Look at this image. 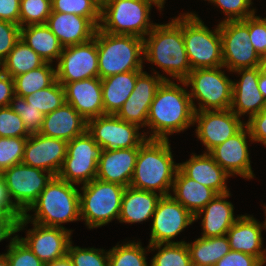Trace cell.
<instances>
[{
    "label": "cell",
    "mask_w": 266,
    "mask_h": 266,
    "mask_svg": "<svg viewBox=\"0 0 266 266\" xmlns=\"http://www.w3.org/2000/svg\"><path fill=\"white\" fill-rule=\"evenodd\" d=\"M249 39L259 56L266 54V17H249Z\"/></svg>",
    "instance_id": "48"
},
{
    "label": "cell",
    "mask_w": 266,
    "mask_h": 266,
    "mask_svg": "<svg viewBox=\"0 0 266 266\" xmlns=\"http://www.w3.org/2000/svg\"><path fill=\"white\" fill-rule=\"evenodd\" d=\"M179 163H175L169 139H146L139 147L130 186L166 196L171 194Z\"/></svg>",
    "instance_id": "4"
},
{
    "label": "cell",
    "mask_w": 266,
    "mask_h": 266,
    "mask_svg": "<svg viewBox=\"0 0 266 266\" xmlns=\"http://www.w3.org/2000/svg\"><path fill=\"white\" fill-rule=\"evenodd\" d=\"M67 141L45 135L27 137L22 163L57 176L67 152Z\"/></svg>",
    "instance_id": "20"
},
{
    "label": "cell",
    "mask_w": 266,
    "mask_h": 266,
    "mask_svg": "<svg viewBox=\"0 0 266 266\" xmlns=\"http://www.w3.org/2000/svg\"><path fill=\"white\" fill-rule=\"evenodd\" d=\"M183 39L192 70L223 66L219 24L212 31L198 14L183 13Z\"/></svg>",
    "instance_id": "8"
},
{
    "label": "cell",
    "mask_w": 266,
    "mask_h": 266,
    "mask_svg": "<svg viewBox=\"0 0 266 266\" xmlns=\"http://www.w3.org/2000/svg\"><path fill=\"white\" fill-rule=\"evenodd\" d=\"M102 147L86 131L67 143L66 157L57 175L71 184H87L97 176Z\"/></svg>",
    "instance_id": "10"
},
{
    "label": "cell",
    "mask_w": 266,
    "mask_h": 266,
    "mask_svg": "<svg viewBox=\"0 0 266 266\" xmlns=\"http://www.w3.org/2000/svg\"><path fill=\"white\" fill-rule=\"evenodd\" d=\"M99 78L119 73L143 70V38L134 35L111 34L96 29Z\"/></svg>",
    "instance_id": "5"
},
{
    "label": "cell",
    "mask_w": 266,
    "mask_h": 266,
    "mask_svg": "<svg viewBox=\"0 0 266 266\" xmlns=\"http://www.w3.org/2000/svg\"><path fill=\"white\" fill-rule=\"evenodd\" d=\"M143 70L119 73L101 79L105 114H116L131 95L137 77Z\"/></svg>",
    "instance_id": "31"
},
{
    "label": "cell",
    "mask_w": 266,
    "mask_h": 266,
    "mask_svg": "<svg viewBox=\"0 0 266 266\" xmlns=\"http://www.w3.org/2000/svg\"><path fill=\"white\" fill-rule=\"evenodd\" d=\"M223 66L233 72L259 66L260 56L249 39V17L244 20L219 22Z\"/></svg>",
    "instance_id": "11"
},
{
    "label": "cell",
    "mask_w": 266,
    "mask_h": 266,
    "mask_svg": "<svg viewBox=\"0 0 266 266\" xmlns=\"http://www.w3.org/2000/svg\"><path fill=\"white\" fill-rule=\"evenodd\" d=\"M230 196V191L217 194L194 216V221L202 217L201 237L210 238L226 235L231 226L239 218L238 215L237 217L234 215L233 204L230 201H227V198Z\"/></svg>",
    "instance_id": "26"
},
{
    "label": "cell",
    "mask_w": 266,
    "mask_h": 266,
    "mask_svg": "<svg viewBox=\"0 0 266 266\" xmlns=\"http://www.w3.org/2000/svg\"><path fill=\"white\" fill-rule=\"evenodd\" d=\"M0 266H9L8 258L5 253L0 254Z\"/></svg>",
    "instance_id": "58"
},
{
    "label": "cell",
    "mask_w": 266,
    "mask_h": 266,
    "mask_svg": "<svg viewBox=\"0 0 266 266\" xmlns=\"http://www.w3.org/2000/svg\"><path fill=\"white\" fill-rule=\"evenodd\" d=\"M152 70V75L143 71L137 77L131 95L115 114L121 120L135 124L139 128L147 126L149 108L158 87L164 80H171L159 74L154 68Z\"/></svg>",
    "instance_id": "17"
},
{
    "label": "cell",
    "mask_w": 266,
    "mask_h": 266,
    "mask_svg": "<svg viewBox=\"0 0 266 266\" xmlns=\"http://www.w3.org/2000/svg\"><path fill=\"white\" fill-rule=\"evenodd\" d=\"M45 63L46 61L20 38L8 56L0 64L1 70L14 78L30 70L37 69Z\"/></svg>",
    "instance_id": "34"
},
{
    "label": "cell",
    "mask_w": 266,
    "mask_h": 266,
    "mask_svg": "<svg viewBox=\"0 0 266 266\" xmlns=\"http://www.w3.org/2000/svg\"><path fill=\"white\" fill-rule=\"evenodd\" d=\"M27 137H0V172L23 161Z\"/></svg>",
    "instance_id": "42"
},
{
    "label": "cell",
    "mask_w": 266,
    "mask_h": 266,
    "mask_svg": "<svg viewBox=\"0 0 266 266\" xmlns=\"http://www.w3.org/2000/svg\"><path fill=\"white\" fill-rule=\"evenodd\" d=\"M264 207H265V208H264V209H265V210H264V211H265L264 213H265V215H266V206L264 205ZM262 226H263V229L266 230V218H265V220L263 221Z\"/></svg>",
    "instance_id": "60"
},
{
    "label": "cell",
    "mask_w": 266,
    "mask_h": 266,
    "mask_svg": "<svg viewBox=\"0 0 266 266\" xmlns=\"http://www.w3.org/2000/svg\"><path fill=\"white\" fill-rule=\"evenodd\" d=\"M21 119L9 106L0 107V137H29Z\"/></svg>",
    "instance_id": "46"
},
{
    "label": "cell",
    "mask_w": 266,
    "mask_h": 266,
    "mask_svg": "<svg viewBox=\"0 0 266 266\" xmlns=\"http://www.w3.org/2000/svg\"><path fill=\"white\" fill-rule=\"evenodd\" d=\"M22 217L23 215H10L7 212H0V242L5 239L13 241L17 238L18 222Z\"/></svg>",
    "instance_id": "51"
},
{
    "label": "cell",
    "mask_w": 266,
    "mask_h": 266,
    "mask_svg": "<svg viewBox=\"0 0 266 266\" xmlns=\"http://www.w3.org/2000/svg\"><path fill=\"white\" fill-rule=\"evenodd\" d=\"M9 107L22 119L27 132L32 134L40 133L45 115L31 104H28L24 97L14 95Z\"/></svg>",
    "instance_id": "41"
},
{
    "label": "cell",
    "mask_w": 266,
    "mask_h": 266,
    "mask_svg": "<svg viewBox=\"0 0 266 266\" xmlns=\"http://www.w3.org/2000/svg\"><path fill=\"white\" fill-rule=\"evenodd\" d=\"M214 266H264L256 257L231 250Z\"/></svg>",
    "instance_id": "50"
},
{
    "label": "cell",
    "mask_w": 266,
    "mask_h": 266,
    "mask_svg": "<svg viewBox=\"0 0 266 266\" xmlns=\"http://www.w3.org/2000/svg\"><path fill=\"white\" fill-rule=\"evenodd\" d=\"M262 222L251 215H239V218L227 232L231 250L256 257L263 265L266 263V248L263 249Z\"/></svg>",
    "instance_id": "23"
},
{
    "label": "cell",
    "mask_w": 266,
    "mask_h": 266,
    "mask_svg": "<svg viewBox=\"0 0 266 266\" xmlns=\"http://www.w3.org/2000/svg\"><path fill=\"white\" fill-rule=\"evenodd\" d=\"M171 191L174 195H170L194 216L218 194L211 188L187 177L179 168Z\"/></svg>",
    "instance_id": "30"
},
{
    "label": "cell",
    "mask_w": 266,
    "mask_h": 266,
    "mask_svg": "<svg viewBox=\"0 0 266 266\" xmlns=\"http://www.w3.org/2000/svg\"><path fill=\"white\" fill-rule=\"evenodd\" d=\"M20 0H0V20L19 25Z\"/></svg>",
    "instance_id": "52"
},
{
    "label": "cell",
    "mask_w": 266,
    "mask_h": 266,
    "mask_svg": "<svg viewBox=\"0 0 266 266\" xmlns=\"http://www.w3.org/2000/svg\"><path fill=\"white\" fill-rule=\"evenodd\" d=\"M14 205L24 214L54 177L50 172L23 163L1 173Z\"/></svg>",
    "instance_id": "12"
},
{
    "label": "cell",
    "mask_w": 266,
    "mask_h": 266,
    "mask_svg": "<svg viewBox=\"0 0 266 266\" xmlns=\"http://www.w3.org/2000/svg\"><path fill=\"white\" fill-rule=\"evenodd\" d=\"M125 188L97 178L80 187V219L84 220L86 227L98 228L118 220Z\"/></svg>",
    "instance_id": "7"
},
{
    "label": "cell",
    "mask_w": 266,
    "mask_h": 266,
    "mask_svg": "<svg viewBox=\"0 0 266 266\" xmlns=\"http://www.w3.org/2000/svg\"><path fill=\"white\" fill-rule=\"evenodd\" d=\"M152 217L149 245L184 243L173 240L195 222L194 215L171 195L160 198Z\"/></svg>",
    "instance_id": "14"
},
{
    "label": "cell",
    "mask_w": 266,
    "mask_h": 266,
    "mask_svg": "<svg viewBox=\"0 0 266 266\" xmlns=\"http://www.w3.org/2000/svg\"><path fill=\"white\" fill-rule=\"evenodd\" d=\"M79 193L75 184L54 176L19 220L17 232L25 230L30 222L67 229L62 223L81 220ZM31 210L33 215L28 213Z\"/></svg>",
    "instance_id": "3"
},
{
    "label": "cell",
    "mask_w": 266,
    "mask_h": 266,
    "mask_svg": "<svg viewBox=\"0 0 266 266\" xmlns=\"http://www.w3.org/2000/svg\"><path fill=\"white\" fill-rule=\"evenodd\" d=\"M86 131L87 120L65 102L61 107L45 115L40 134L68 142Z\"/></svg>",
    "instance_id": "28"
},
{
    "label": "cell",
    "mask_w": 266,
    "mask_h": 266,
    "mask_svg": "<svg viewBox=\"0 0 266 266\" xmlns=\"http://www.w3.org/2000/svg\"><path fill=\"white\" fill-rule=\"evenodd\" d=\"M233 72L239 74L241 79L233 81L230 109L239 118L247 114L250 119L266 107V99L258 88L260 68H241Z\"/></svg>",
    "instance_id": "21"
},
{
    "label": "cell",
    "mask_w": 266,
    "mask_h": 266,
    "mask_svg": "<svg viewBox=\"0 0 266 266\" xmlns=\"http://www.w3.org/2000/svg\"><path fill=\"white\" fill-rule=\"evenodd\" d=\"M24 98L28 104L46 115L65 103L64 87L56 80L51 86L35 91Z\"/></svg>",
    "instance_id": "38"
},
{
    "label": "cell",
    "mask_w": 266,
    "mask_h": 266,
    "mask_svg": "<svg viewBox=\"0 0 266 266\" xmlns=\"http://www.w3.org/2000/svg\"><path fill=\"white\" fill-rule=\"evenodd\" d=\"M247 139L252 141L249 128L245 125L233 137L213 148L209 154L230 176L238 175L249 180L255 178V175L251 167Z\"/></svg>",
    "instance_id": "19"
},
{
    "label": "cell",
    "mask_w": 266,
    "mask_h": 266,
    "mask_svg": "<svg viewBox=\"0 0 266 266\" xmlns=\"http://www.w3.org/2000/svg\"><path fill=\"white\" fill-rule=\"evenodd\" d=\"M33 228L27 230L26 237H17L44 264L61 259L67 255L71 240V229L50 227L31 222Z\"/></svg>",
    "instance_id": "18"
},
{
    "label": "cell",
    "mask_w": 266,
    "mask_h": 266,
    "mask_svg": "<svg viewBox=\"0 0 266 266\" xmlns=\"http://www.w3.org/2000/svg\"><path fill=\"white\" fill-rule=\"evenodd\" d=\"M52 11L72 13L88 18L97 28L100 23L99 0H51Z\"/></svg>",
    "instance_id": "39"
},
{
    "label": "cell",
    "mask_w": 266,
    "mask_h": 266,
    "mask_svg": "<svg viewBox=\"0 0 266 266\" xmlns=\"http://www.w3.org/2000/svg\"><path fill=\"white\" fill-rule=\"evenodd\" d=\"M156 250L150 266H193L186 242L149 245L150 252Z\"/></svg>",
    "instance_id": "36"
},
{
    "label": "cell",
    "mask_w": 266,
    "mask_h": 266,
    "mask_svg": "<svg viewBox=\"0 0 266 266\" xmlns=\"http://www.w3.org/2000/svg\"><path fill=\"white\" fill-rule=\"evenodd\" d=\"M259 68L260 72L266 75V54L260 56Z\"/></svg>",
    "instance_id": "57"
},
{
    "label": "cell",
    "mask_w": 266,
    "mask_h": 266,
    "mask_svg": "<svg viewBox=\"0 0 266 266\" xmlns=\"http://www.w3.org/2000/svg\"><path fill=\"white\" fill-rule=\"evenodd\" d=\"M46 25L63 47L82 44L94 38L97 27L86 17L52 11Z\"/></svg>",
    "instance_id": "25"
},
{
    "label": "cell",
    "mask_w": 266,
    "mask_h": 266,
    "mask_svg": "<svg viewBox=\"0 0 266 266\" xmlns=\"http://www.w3.org/2000/svg\"><path fill=\"white\" fill-rule=\"evenodd\" d=\"M20 38L46 62L59 61L63 46L46 24L21 27Z\"/></svg>",
    "instance_id": "32"
},
{
    "label": "cell",
    "mask_w": 266,
    "mask_h": 266,
    "mask_svg": "<svg viewBox=\"0 0 266 266\" xmlns=\"http://www.w3.org/2000/svg\"><path fill=\"white\" fill-rule=\"evenodd\" d=\"M161 197L155 192L126 187L121 201L119 223L134 224L149 220Z\"/></svg>",
    "instance_id": "29"
},
{
    "label": "cell",
    "mask_w": 266,
    "mask_h": 266,
    "mask_svg": "<svg viewBox=\"0 0 266 266\" xmlns=\"http://www.w3.org/2000/svg\"><path fill=\"white\" fill-rule=\"evenodd\" d=\"M0 212H7L10 215H23L11 200L6 182L2 176H0Z\"/></svg>",
    "instance_id": "54"
},
{
    "label": "cell",
    "mask_w": 266,
    "mask_h": 266,
    "mask_svg": "<svg viewBox=\"0 0 266 266\" xmlns=\"http://www.w3.org/2000/svg\"><path fill=\"white\" fill-rule=\"evenodd\" d=\"M14 95V78L0 69V107L9 106Z\"/></svg>",
    "instance_id": "53"
},
{
    "label": "cell",
    "mask_w": 266,
    "mask_h": 266,
    "mask_svg": "<svg viewBox=\"0 0 266 266\" xmlns=\"http://www.w3.org/2000/svg\"><path fill=\"white\" fill-rule=\"evenodd\" d=\"M45 266H74L72 260L69 258L68 255L61 259H57L50 263H46Z\"/></svg>",
    "instance_id": "55"
},
{
    "label": "cell",
    "mask_w": 266,
    "mask_h": 266,
    "mask_svg": "<svg viewBox=\"0 0 266 266\" xmlns=\"http://www.w3.org/2000/svg\"><path fill=\"white\" fill-rule=\"evenodd\" d=\"M153 5L162 11L155 0H103L98 28L106 33L144 38L157 24L149 18Z\"/></svg>",
    "instance_id": "6"
},
{
    "label": "cell",
    "mask_w": 266,
    "mask_h": 266,
    "mask_svg": "<svg viewBox=\"0 0 266 266\" xmlns=\"http://www.w3.org/2000/svg\"><path fill=\"white\" fill-rule=\"evenodd\" d=\"M162 8H164V5L166 3L165 0H155Z\"/></svg>",
    "instance_id": "59"
},
{
    "label": "cell",
    "mask_w": 266,
    "mask_h": 266,
    "mask_svg": "<svg viewBox=\"0 0 266 266\" xmlns=\"http://www.w3.org/2000/svg\"><path fill=\"white\" fill-rule=\"evenodd\" d=\"M183 86L172 80H164L158 87L150 105L146 139L168 140L169 135L180 133L194 125V109L185 81ZM150 132V133H149ZM150 134V135H147ZM149 136V137H148Z\"/></svg>",
    "instance_id": "1"
},
{
    "label": "cell",
    "mask_w": 266,
    "mask_h": 266,
    "mask_svg": "<svg viewBox=\"0 0 266 266\" xmlns=\"http://www.w3.org/2000/svg\"><path fill=\"white\" fill-rule=\"evenodd\" d=\"M57 80L56 67L46 62L41 67L14 77L15 95L26 97L51 86Z\"/></svg>",
    "instance_id": "35"
},
{
    "label": "cell",
    "mask_w": 266,
    "mask_h": 266,
    "mask_svg": "<svg viewBox=\"0 0 266 266\" xmlns=\"http://www.w3.org/2000/svg\"><path fill=\"white\" fill-rule=\"evenodd\" d=\"M67 255L74 266H109L108 251L103 248H81L69 243Z\"/></svg>",
    "instance_id": "43"
},
{
    "label": "cell",
    "mask_w": 266,
    "mask_h": 266,
    "mask_svg": "<svg viewBox=\"0 0 266 266\" xmlns=\"http://www.w3.org/2000/svg\"><path fill=\"white\" fill-rule=\"evenodd\" d=\"M186 245L193 266H214L231 251L227 235L199 237Z\"/></svg>",
    "instance_id": "33"
},
{
    "label": "cell",
    "mask_w": 266,
    "mask_h": 266,
    "mask_svg": "<svg viewBox=\"0 0 266 266\" xmlns=\"http://www.w3.org/2000/svg\"><path fill=\"white\" fill-rule=\"evenodd\" d=\"M139 148L102 150L96 178L105 182L130 186Z\"/></svg>",
    "instance_id": "24"
},
{
    "label": "cell",
    "mask_w": 266,
    "mask_h": 266,
    "mask_svg": "<svg viewBox=\"0 0 266 266\" xmlns=\"http://www.w3.org/2000/svg\"><path fill=\"white\" fill-rule=\"evenodd\" d=\"M20 37L21 27L18 24L0 20V63L8 56Z\"/></svg>",
    "instance_id": "47"
},
{
    "label": "cell",
    "mask_w": 266,
    "mask_h": 266,
    "mask_svg": "<svg viewBox=\"0 0 266 266\" xmlns=\"http://www.w3.org/2000/svg\"><path fill=\"white\" fill-rule=\"evenodd\" d=\"M191 155L189 160L179 163V169L187 177L211 188L218 194L229 192L226 181L231 176L214 161L209 153Z\"/></svg>",
    "instance_id": "27"
},
{
    "label": "cell",
    "mask_w": 266,
    "mask_h": 266,
    "mask_svg": "<svg viewBox=\"0 0 266 266\" xmlns=\"http://www.w3.org/2000/svg\"><path fill=\"white\" fill-rule=\"evenodd\" d=\"M124 243L123 245L118 243L108 250L109 266H150L146 261V254L150 252L149 245L146 247V251L139 241Z\"/></svg>",
    "instance_id": "37"
},
{
    "label": "cell",
    "mask_w": 266,
    "mask_h": 266,
    "mask_svg": "<svg viewBox=\"0 0 266 266\" xmlns=\"http://www.w3.org/2000/svg\"><path fill=\"white\" fill-rule=\"evenodd\" d=\"M55 67L59 83L99 77L96 39L92 38L82 44L63 47Z\"/></svg>",
    "instance_id": "15"
},
{
    "label": "cell",
    "mask_w": 266,
    "mask_h": 266,
    "mask_svg": "<svg viewBox=\"0 0 266 266\" xmlns=\"http://www.w3.org/2000/svg\"><path fill=\"white\" fill-rule=\"evenodd\" d=\"M258 88L264 98L266 99V75L261 73L259 74V79H258Z\"/></svg>",
    "instance_id": "56"
},
{
    "label": "cell",
    "mask_w": 266,
    "mask_h": 266,
    "mask_svg": "<svg viewBox=\"0 0 266 266\" xmlns=\"http://www.w3.org/2000/svg\"><path fill=\"white\" fill-rule=\"evenodd\" d=\"M170 20L167 24H156L143 38L144 60L172 79L184 81L192 69L183 39V14Z\"/></svg>",
    "instance_id": "2"
},
{
    "label": "cell",
    "mask_w": 266,
    "mask_h": 266,
    "mask_svg": "<svg viewBox=\"0 0 266 266\" xmlns=\"http://www.w3.org/2000/svg\"><path fill=\"white\" fill-rule=\"evenodd\" d=\"M193 123L197 124L196 137L206 147L204 153H209L245 126L231 109L194 112Z\"/></svg>",
    "instance_id": "16"
},
{
    "label": "cell",
    "mask_w": 266,
    "mask_h": 266,
    "mask_svg": "<svg viewBox=\"0 0 266 266\" xmlns=\"http://www.w3.org/2000/svg\"><path fill=\"white\" fill-rule=\"evenodd\" d=\"M65 102L70 104L84 119L104 115L102 84L99 77L61 83Z\"/></svg>",
    "instance_id": "22"
},
{
    "label": "cell",
    "mask_w": 266,
    "mask_h": 266,
    "mask_svg": "<svg viewBox=\"0 0 266 266\" xmlns=\"http://www.w3.org/2000/svg\"><path fill=\"white\" fill-rule=\"evenodd\" d=\"M225 68H205L191 70L184 80L191 87L189 96L195 112L230 109L232 103L233 80L225 75ZM198 100V107L194 103Z\"/></svg>",
    "instance_id": "9"
},
{
    "label": "cell",
    "mask_w": 266,
    "mask_h": 266,
    "mask_svg": "<svg viewBox=\"0 0 266 266\" xmlns=\"http://www.w3.org/2000/svg\"><path fill=\"white\" fill-rule=\"evenodd\" d=\"M249 128L252 142H261L266 147V107L245 122Z\"/></svg>",
    "instance_id": "49"
},
{
    "label": "cell",
    "mask_w": 266,
    "mask_h": 266,
    "mask_svg": "<svg viewBox=\"0 0 266 266\" xmlns=\"http://www.w3.org/2000/svg\"><path fill=\"white\" fill-rule=\"evenodd\" d=\"M221 9L225 18L220 22L244 20L255 14V8H250L252 0H207Z\"/></svg>",
    "instance_id": "44"
},
{
    "label": "cell",
    "mask_w": 266,
    "mask_h": 266,
    "mask_svg": "<svg viewBox=\"0 0 266 266\" xmlns=\"http://www.w3.org/2000/svg\"><path fill=\"white\" fill-rule=\"evenodd\" d=\"M132 123L114 114H105L87 121V132L103 150L139 148L146 140L145 134Z\"/></svg>",
    "instance_id": "13"
},
{
    "label": "cell",
    "mask_w": 266,
    "mask_h": 266,
    "mask_svg": "<svg viewBox=\"0 0 266 266\" xmlns=\"http://www.w3.org/2000/svg\"><path fill=\"white\" fill-rule=\"evenodd\" d=\"M51 12V0H20L19 26L46 24Z\"/></svg>",
    "instance_id": "40"
},
{
    "label": "cell",
    "mask_w": 266,
    "mask_h": 266,
    "mask_svg": "<svg viewBox=\"0 0 266 266\" xmlns=\"http://www.w3.org/2000/svg\"><path fill=\"white\" fill-rule=\"evenodd\" d=\"M7 247L5 254L9 266H45L18 237L10 241Z\"/></svg>",
    "instance_id": "45"
}]
</instances>
